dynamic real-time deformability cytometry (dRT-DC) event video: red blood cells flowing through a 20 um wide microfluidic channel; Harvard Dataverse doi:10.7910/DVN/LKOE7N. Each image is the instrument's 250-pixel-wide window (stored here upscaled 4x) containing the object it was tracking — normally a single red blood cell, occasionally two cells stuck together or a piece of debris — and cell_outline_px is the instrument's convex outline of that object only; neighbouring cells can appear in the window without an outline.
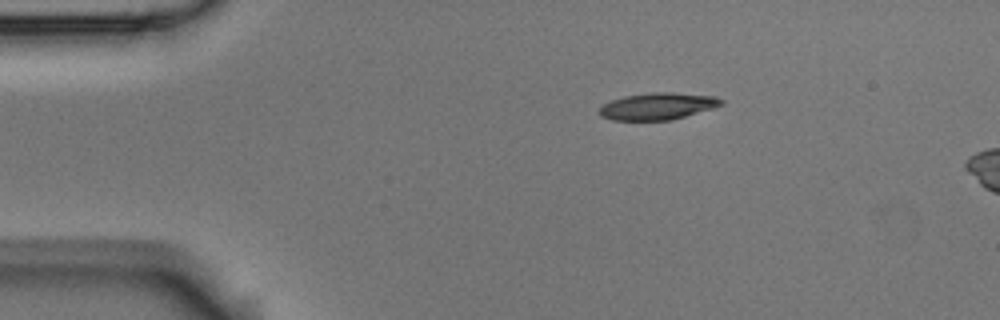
{"species": "Egyptian fruit bat (a non-hibernating species)", "species_latin": "Rousettus aegyptiacus", "temperature_condition": "room temperature", "stored_images_in_passage": 2, "camera_frame_rate_fps": 3000, "um_per_image_px": 0.085, "animal": {"sex": "male"}, "frame": {"image": 1, "passage_image": 1, "time_ms": 0.0, "image_size_px": [1000, 320], "cell_outline_px": [[724, 104], [712, 108], [672, 120], [612, 120], [600, 116], [600, 108], [604, 104], [612, 100], [624, 96], [652, 92], [672, 92], [716, 96], [724, 100]], "centroid_in_image_um": [55.93, 9.02], "position_along_channel_um": 29.1, "area_um2": 19.07}}